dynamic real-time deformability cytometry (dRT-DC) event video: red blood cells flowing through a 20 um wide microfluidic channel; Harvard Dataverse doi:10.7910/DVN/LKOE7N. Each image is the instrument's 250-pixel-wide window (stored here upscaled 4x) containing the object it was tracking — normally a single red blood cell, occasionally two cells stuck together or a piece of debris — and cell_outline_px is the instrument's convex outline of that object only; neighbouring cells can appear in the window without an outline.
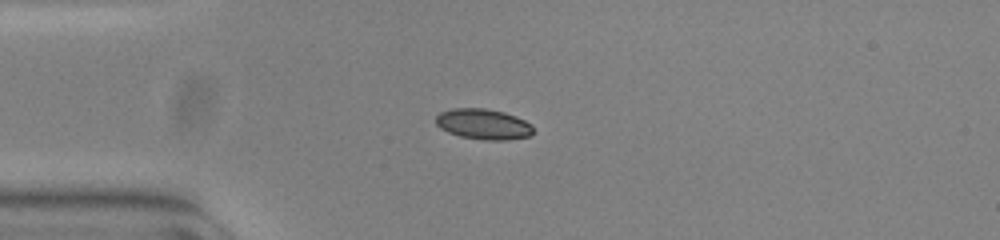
{"species": "common noctule bat (a hibernating species)", "species_latin": "Nyctalus noctula", "temperature_condition": "warm", "stored_images_in_passage": 41, "camera_frame_rate_fps": 3000, "um_per_image_px": 0.085, "animal": {"sex": "female", "body_mass_g": 23.0, "forearm_length_mm": 53.4}, "frame": {"image": 1, "passage_image": 1, "time_ms": 0.0, "image_size_px": [1000, 240], "cell_outline_px": [[532, 132], [528, 136], [504, 140], [484, 140], [460, 136], [448, 132], [440, 128], [436, 124], [436, 116], [440, 112], [452, 108], [484, 108], [504, 112], [516, 116], [532, 124]], "centroid_in_image_um": [41.06, 10.54], "position_along_channel_um": 43.9, "area_um2": 17.28}}
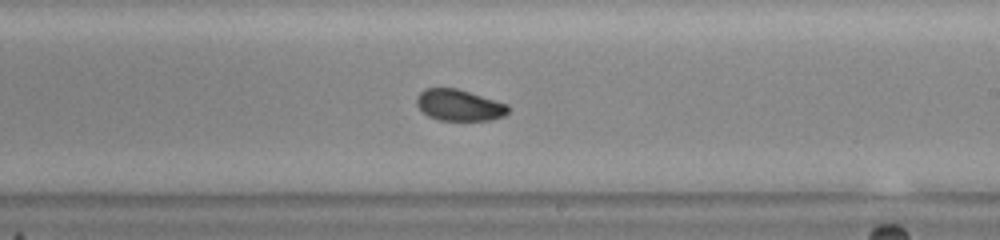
{"frame": {"image": 2, "passage_image": 19, "time_ms": 6.0, "image_size_px": [1000, 240], "cell_outline_px": [[508, 112], [504, 116], [488, 120], [440, 120], [428, 116], [416, 104], [416, 96], [424, 88], [456, 88], [508, 104]], "centroid_in_image_um": [39.01, 8.93], "position_along_channel_um": 250.0, "area_um2": 16.59}}
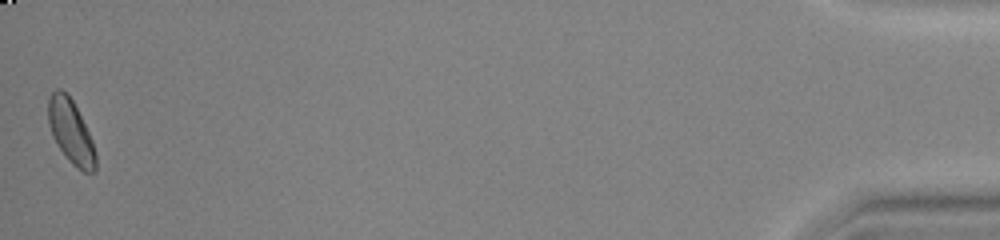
{"frame": {"image": 3, "passage_image": 41, "time_ms": 13.333, "image_size_px": [1000, 240], "cell_outline_px": [[96, 172], [84, 172], [72, 164], [68, 160], [52, 136], [48, 124], [48, 100], [52, 92], [56, 88], [60, 88], [72, 100], [92, 140], [96, 152]], "centroid_in_image_um": [6.01, 11.21], "position_along_channel_um": 429.2, "area_um2": 17.4}, "authors_computed_cell_mechanics": {"area_um2": 17.2244, "velocity_mm_per_s": 3.7793, "shape_relaxation_time_tau1_ms": 2.3838, "shape_relaxation_time_tau2_ms": 2.1198, "deformation_change_tau1": 0.0786, "deformation_change_tau2": 0.0476}}